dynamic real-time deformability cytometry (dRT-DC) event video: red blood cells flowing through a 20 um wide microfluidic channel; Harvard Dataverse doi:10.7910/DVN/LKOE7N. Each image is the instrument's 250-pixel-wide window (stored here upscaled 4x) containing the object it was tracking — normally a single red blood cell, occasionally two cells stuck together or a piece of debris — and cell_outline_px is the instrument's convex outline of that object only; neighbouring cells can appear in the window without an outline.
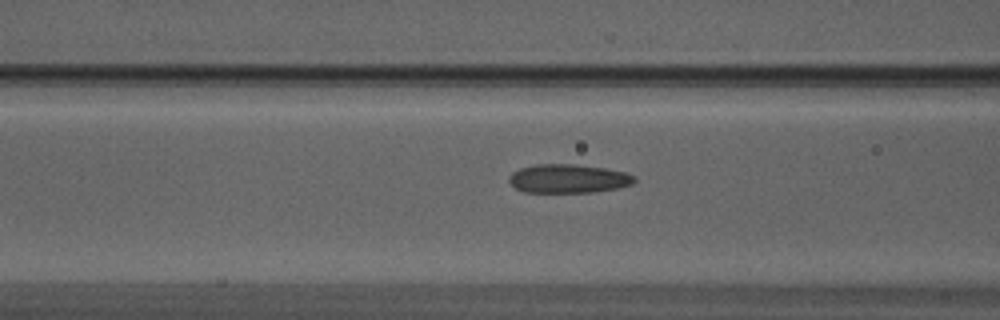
{"species": "Egyptian fruit bat (a non-hibernating species)", "species_latin": "Rousettus aegyptiacus", "temperature_condition": "warm", "stored_images_in_passage": 13, "camera_frame_rate_fps": 3000, "um_per_image_px": 0.085, "animal": {"sex": "male"}, "frame": {"image": 1, "passage_image": 11, "time_ms": 3.333, "image_size_px": [1000, 320], "cell_outline_px": [[636, 180], [632, 184], [612, 188], [588, 192], [528, 192], [516, 188], [508, 180], [520, 168], [544, 164], [564, 164], [600, 168], [624, 172], [632, 176]], "centroid_in_image_um": [48.29, 15.19], "position_along_channel_um": 118.3, "area_um2": 20.0}}